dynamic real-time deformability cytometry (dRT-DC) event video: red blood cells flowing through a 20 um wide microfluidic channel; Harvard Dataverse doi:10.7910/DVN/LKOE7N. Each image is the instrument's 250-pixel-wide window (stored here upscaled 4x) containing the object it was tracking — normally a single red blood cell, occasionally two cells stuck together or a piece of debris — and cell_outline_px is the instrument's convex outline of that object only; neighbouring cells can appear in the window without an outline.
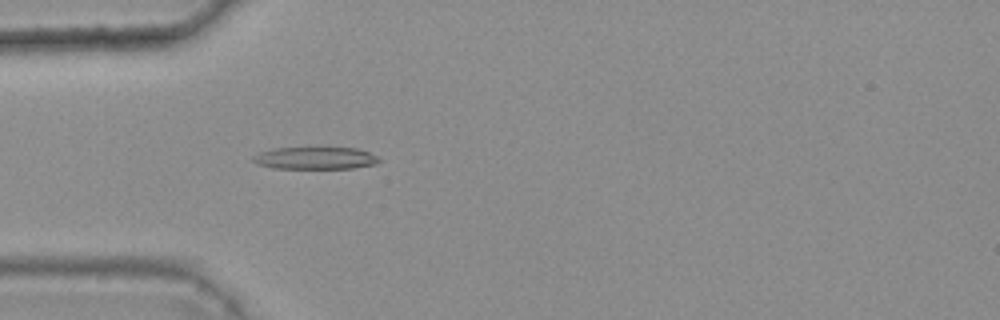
{"species": "common noctule bat (a hibernating species)", "species_latin": "Nyctalus noctula", "temperature_condition": "warm", "stored_images_in_passage": 38, "camera_frame_rate_fps": 3000, "um_per_image_px": 0.085, "animal": {"sex": "female", "body_mass_g": 25.1}, "frame": {"image": 1, "passage_image": 7, "time_ms": 2.0, "image_size_px": [1000, 320], "cell_outline_px": [[380, 160], [376, 164], [352, 168], [272, 168], [260, 164], [252, 160], [252, 156], [260, 152], [272, 148], [324, 144], [356, 148], [380, 156]], "centroid_in_image_um": [26.83, 13.37], "position_along_channel_um": 58.2, "area_um2": 17.46}}
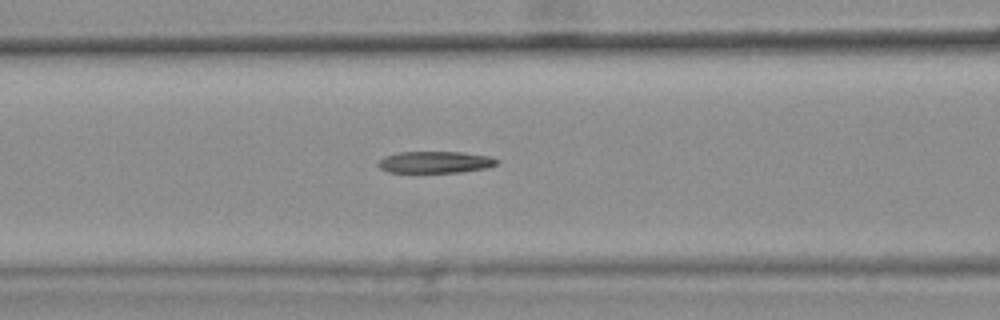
{"frame": {"image": 2, "passage_image": 13, "time_ms": 4.0, "image_size_px": [1000, 320], "cell_outline_px": [[500, 160], [496, 164], [484, 168], [460, 172], [388, 172], [380, 168], [376, 164], [384, 156], [396, 152], [464, 152], [488, 156]], "centroid_in_image_um": [36.95, 13.77], "position_along_channel_um": 129.7, "area_um2": 14.97}}
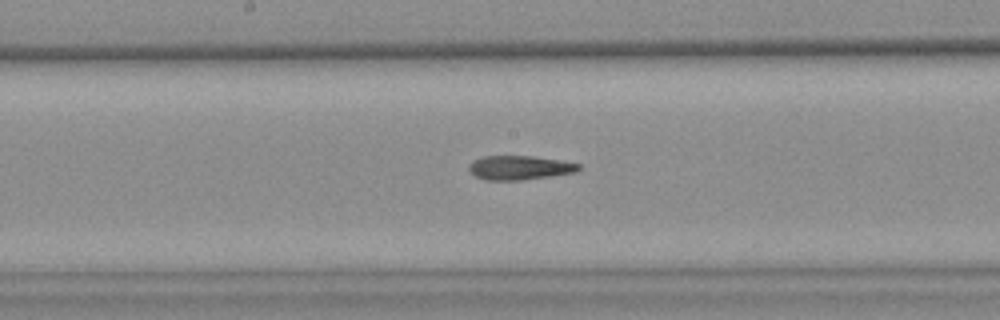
{"frame": {"image": 3, "passage_image": 19, "time_ms": 6.0, "image_size_px": [1000, 320], "cell_outline_px": [[580, 168], [576, 172], [520, 180], [484, 180], [476, 176], [468, 168], [468, 164], [472, 160], [480, 156], [532, 156], [560, 160], [580, 164]], "centroid_in_image_um": [44.12, 14.24], "position_along_channel_um": 204.1, "area_um2": 15.37}, "authors_computed_cell_mechanics": {"area_um2": 16.0395, "velocity_mm_per_s": 3.7315, "shape_relaxation_time_tau1_ms": 9.0601, "shape_relaxation_time_tau2_ms": 6.9122, "deformation_change_tau1": 0.2544, "deformation_change_tau2": 0.2229}}